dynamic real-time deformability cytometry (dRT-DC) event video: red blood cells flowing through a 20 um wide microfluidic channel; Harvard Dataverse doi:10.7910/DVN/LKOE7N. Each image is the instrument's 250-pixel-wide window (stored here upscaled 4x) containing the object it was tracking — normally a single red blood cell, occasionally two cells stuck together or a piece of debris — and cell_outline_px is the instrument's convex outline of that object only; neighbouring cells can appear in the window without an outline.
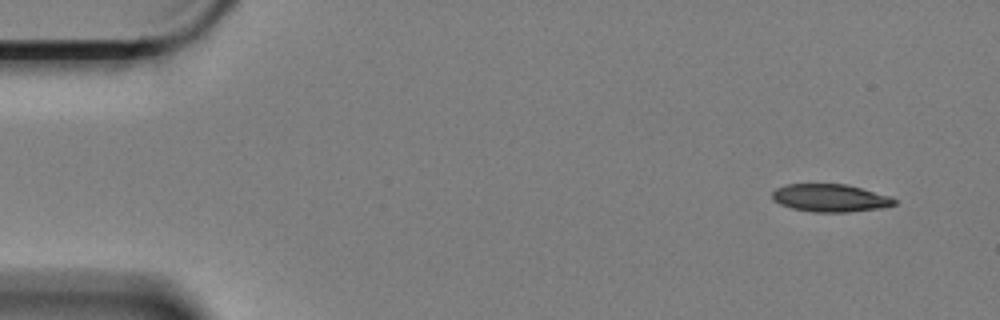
{"species": "Egyptian fruit bat (a non-hibernating species)", "species_latin": "Rousettus aegyptiacus", "temperature_condition": "cold", "stored_images_in_passage": 13, "camera_frame_rate_fps": 3000, "um_per_image_px": 0.085, "animal": {"sex": "female"}, "frame": {"image": 1, "passage_image": 1, "time_ms": 0.0, "image_size_px": [1000, 320], "cell_outline_px": [[896, 204], [884, 208], [848, 212], [812, 212], [792, 208], [780, 204], [772, 200], [772, 192], [776, 188], [788, 184], [844, 184], [892, 196], [896, 200]], "centroid_in_image_um": [70.58, 16.83], "position_along_channel_um": 14.4, "area_um2": 19.83}}
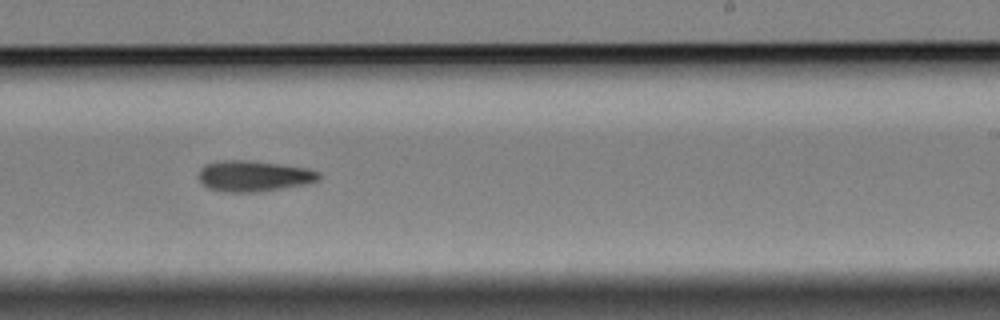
{"frame": {"image": 2, "passage_image": 8, "time_ms": 2.333, "image_size_px": [1000, 320], "cell_outline_px": [[320, 176], [316, 180], [300, 184], [280, 188], [252, 192], [224, 192], [208, 188], [200, 180], [200, 168], [204, 164], [216, 160], [248, 160], [308, 168], [320, 172]], "centroid_in_image_um": [21.5, 14.94], "position_along_channel_um": 267.5, "area_um2": 21.27}}
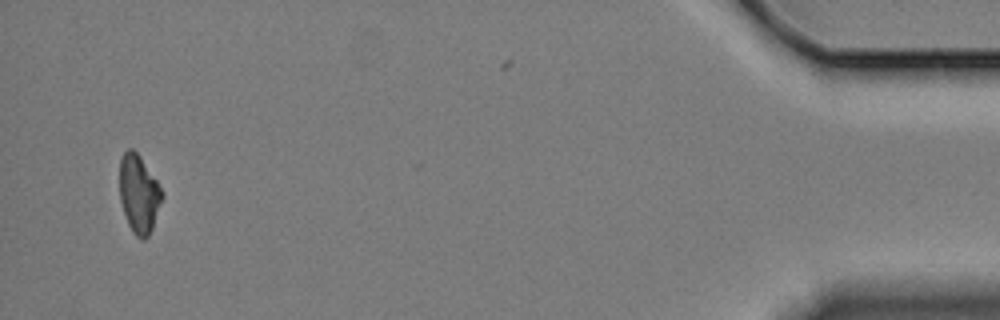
{"frame": {"image": 3, "passage_image": 13, "time_ms": 4.0, "image_size_px": [1000, 320], "cell_outline_px": [[164, 196], [152, 228], [148, 236], [144, 240], [140, 240], [132, 232], [128, 224], [120, 200], [120, 160], [124, 152], [128, 148], [132, 148], [140, 156], [164, 192]], "centroid_in_image_um": [11.81, 16.5], "position_along_channel_um": 423.4, "area_um2": 19.31}}